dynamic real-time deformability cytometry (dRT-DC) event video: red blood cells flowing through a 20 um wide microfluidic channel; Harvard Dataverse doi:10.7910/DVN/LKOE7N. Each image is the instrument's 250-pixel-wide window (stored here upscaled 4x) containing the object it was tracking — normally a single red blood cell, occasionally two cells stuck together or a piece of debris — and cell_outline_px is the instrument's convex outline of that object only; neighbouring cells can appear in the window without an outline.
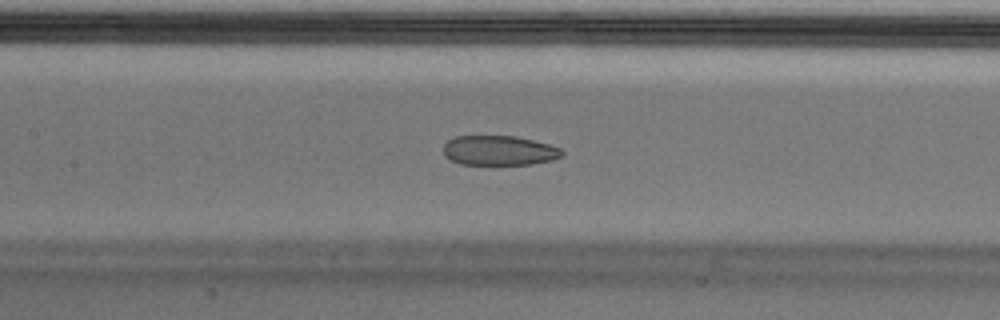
{"species": "Egyptian fruit bat (a non-hibernating species)", "species_latin": "Rousettus aegyptiacus", "temperature_condition": "cold", "stored_images_in_passage": 54, "camera_frame_rate_fps": 3000, "um_per_image_px": 0.085, "animal": {"sex": "male"}, "frame": {"image": 1, "passage_image": 25, "time_ms": 8.0, "image_size_px": [1000, 320], "cell_outline_px": [[564, 156], [552, 160], [532, 164], [460, 164], [444, 156], [444, 144], [448, 140], [456, 136], [516, 136], [548, 144], [560, 148], [564, 152]], "centroid_in_image_um": [42.44, 12.79], "position_along_channel_um": 165.0, "area_um2": 20.52}}
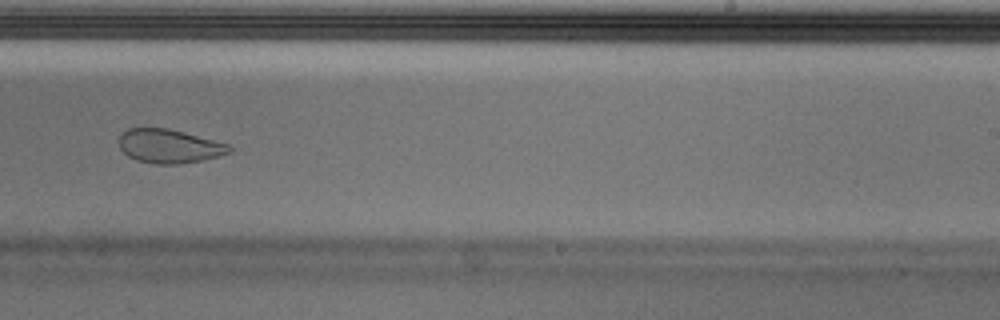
{"frame": {"image": 2, "passage_image": 34, "time_ms": 11.0, "image_size_px": [1000, 320], "cell_outline_px": [[232, 152], [204, 160], [180, 164], [156, 164], [136, 160], [128, 156], [120, 148], [120, 136], [128, 128], [168, 128], [184, 132], [228, 144], [232, 148]], "centroid_in_image_um": [14.4, 12.43], "position_along_channel_um": 274.6, "area_um2": 21.68}}
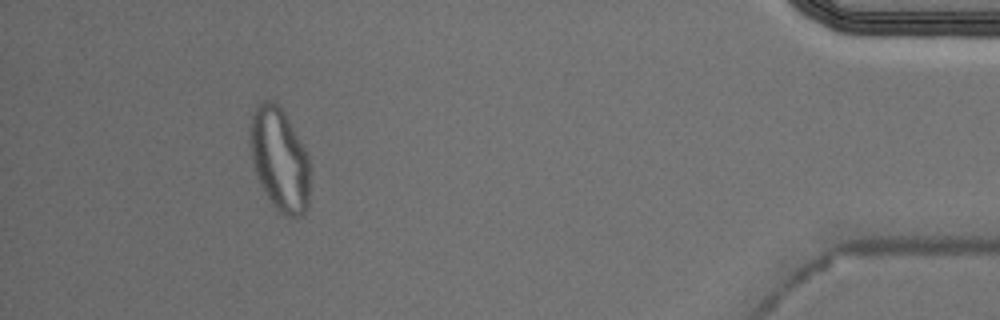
{"frame": {"image": 3, "passage_image": 50, "time_ms": 16.333, "image_size_px": [1000, 320], "cell_outline_px": [[308, 208], [300, 216], [284, 216], [272, 204], [260, 184], [256, 176], [252, 164], [252, 116], [256, 108], [264, 100], [272, 100], [284, 112], [308, 152]], "centroid_in_image_um": [23.78, 13.58], "position_along_channel_um": 411.4, "area_um2": 35.26}, "authors_computed_cell_mechanics": {"area_um2": 24.5072, "velocity_mm_per_s": 3.6673, "shape_relaxation_time_tau1_ms": null, "shape_relaxation_time_tau2_ms": 1.9172, "deformation_change_tau1": null, "deformation_change_tau2": 0.0746}}